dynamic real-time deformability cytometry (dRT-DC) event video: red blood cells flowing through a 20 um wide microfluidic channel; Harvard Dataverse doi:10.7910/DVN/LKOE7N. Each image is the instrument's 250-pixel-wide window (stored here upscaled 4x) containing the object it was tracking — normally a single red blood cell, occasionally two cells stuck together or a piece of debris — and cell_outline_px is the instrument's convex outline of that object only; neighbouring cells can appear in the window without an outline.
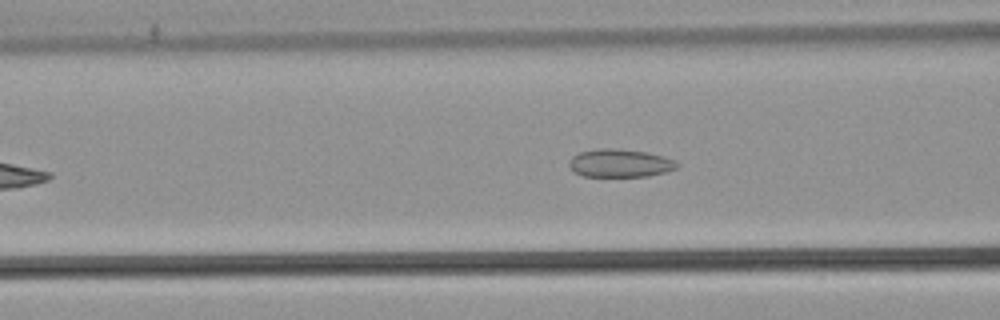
{"species": "common noctule bat (a hibernating species)", "species_latin": "Nyctalus noctula", "temperature_condition": "warm", "stored_images_in_passage": 38, "camera_frame_rate_fps": 3000, "um_per_image_px": 0.085, "animal": {"sex": "male", "body_mass_g": 21.5, "forearm_length_mm": 52.0}, "frame": {"image": 1, "passage_image": 6, "time_ms": 1.667, "image_size_px": [1000, 320], "cell_outline_px": [[680, 164], [676, 168], [664, 172], [648, 176], [584, 176], [572, 172], [568, 164], [568, 160], [572, 156], [580, 152], [596, 148], [612, 148], [644, 152], [664, 156], [676, 160]], "centroid_in_image_um": [52.66, 13.86], "position_along_channel_um": 113.9, "area_um2": 17.74}}
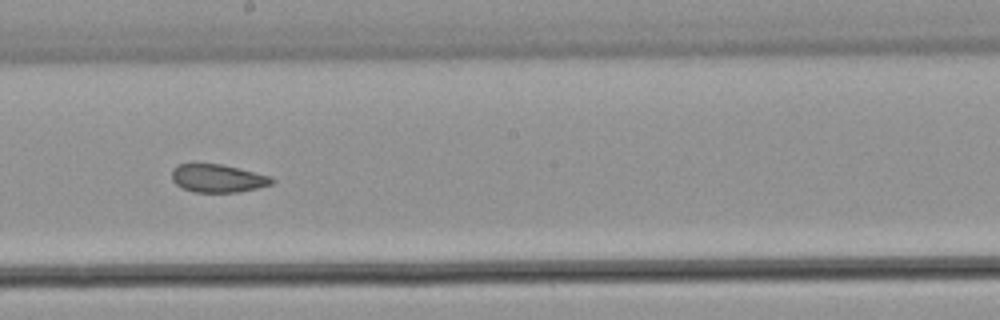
{"frame": {"image": 2, "passage_image": 15, "time_ms": 4.667, "image_size_px": [1000, 320], "cell_outline_px": [[276, 180], [272, 184], [256, 188], [236, 192], [192, 192], [180, 188], [172, 180], [172, 168], [176, 164], [220, 164], [272, 176]], "centroid_in_image_um": [18.48, 15.16], "position_along_channel_um": 229.7, "area_um2": 16.42}}
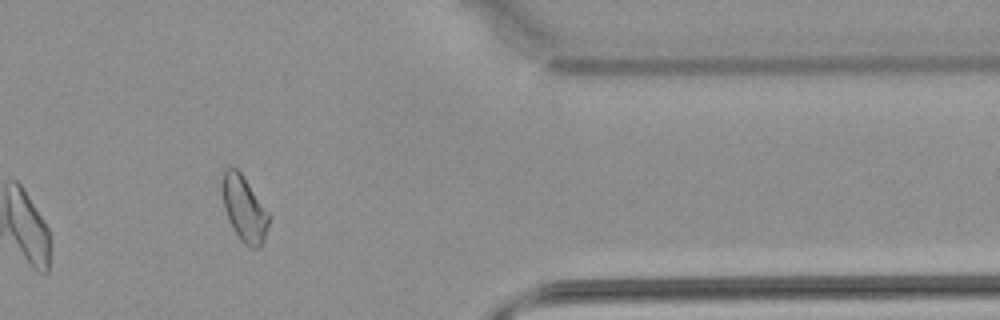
{"frame": {"image": 3, "passage_image": 29, "time_ms": 9.333, "image_size_px": [1000, 320], "cell_outline_px": [[272, 216], [260, 248], [252, 248], [244, 244], [240, 240], [224, 208], [224, 168], [236, 168], [240, 172]], "centroid_in_image_um": [20.82, 17.79], "position_along_channel_um": 390.6, "area_um2": 17.22}, "authors_computed_cell_mechanics": {"area_um2": 17.6579, "velocity_mm_per_s": 3.8602, "shape_relaxation_time_tau1_ms": null, "shape_relaxation_time_tau2_ms": 1.4106, "deformation_change_tau1": null, "deformation_change_tau2": 0.0799}}